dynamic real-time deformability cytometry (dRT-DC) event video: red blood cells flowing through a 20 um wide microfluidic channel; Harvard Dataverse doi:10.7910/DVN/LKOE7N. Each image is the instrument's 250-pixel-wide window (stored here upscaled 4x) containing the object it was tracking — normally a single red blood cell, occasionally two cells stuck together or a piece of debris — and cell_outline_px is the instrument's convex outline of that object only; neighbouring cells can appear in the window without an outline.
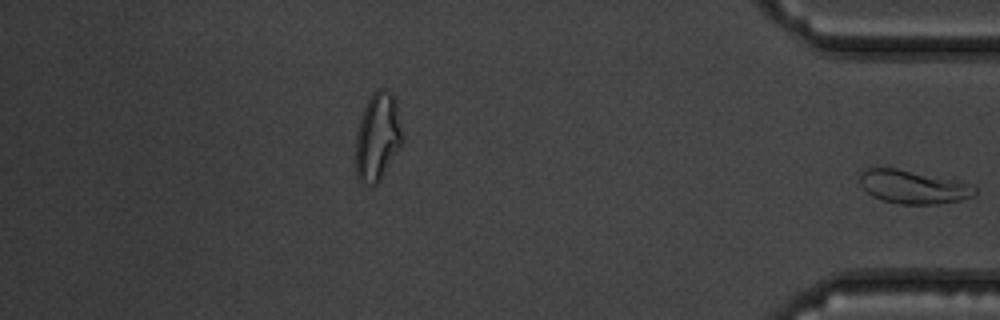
{"species": "common noctule bat (a hibernating species)", "species_latin": "Nyctalus noctula", "temperature_condition": "warm", "stored_images_in_passage": 37, "segment_of_instrument_passage": [2, 2], "camera_frame_rate_fps": 3000, "um_per_image_px": 0.085, "animal": {"sex": "male", "body_mass_g": 19.5, "forearm_length_mm": 54.6}, "frame": {"image": 1, "passage_image": 37, "time_ms": 12.0, "image_size_px": [1000, 320], "cell_outline_px": [[976, 196], [960, 200], [936, 204], [900, 204], [884, 200], [872, 196], [860, 184], [860, 172], [868, 168], [896, 168], [960, 180], [972, 184], [976, 188]], "centroid_in_image_um": [77.68, 15.88], "position_along_channel_um": 357.5, "area_um2": 22.54}}